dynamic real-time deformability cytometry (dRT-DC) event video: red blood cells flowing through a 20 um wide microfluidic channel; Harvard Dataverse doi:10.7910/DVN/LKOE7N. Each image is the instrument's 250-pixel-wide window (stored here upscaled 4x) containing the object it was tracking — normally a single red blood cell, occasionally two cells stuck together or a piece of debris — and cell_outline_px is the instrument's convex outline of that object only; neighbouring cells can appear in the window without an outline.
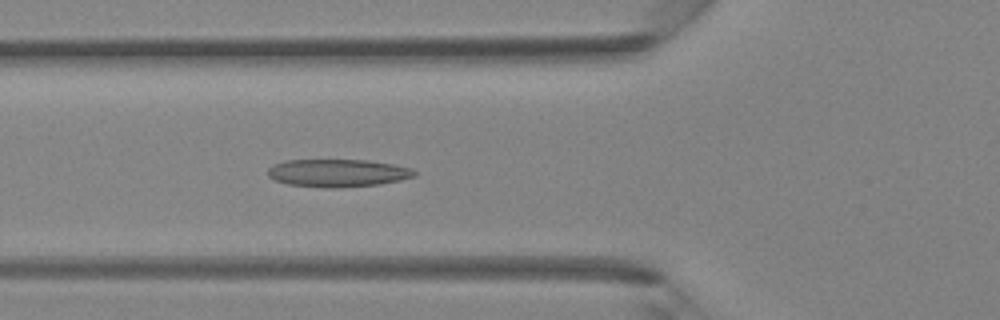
{"species": "Egyptian fruit bat (a non-hibernating species)", "species_latin": "Rousettus aegyptiacus", "temperature_condition": "room temperature", "stored_images_in_passage": 42, "camera_frame_rate_fps": 3000, "um_per_image_px": 0.085, "animal": {"sex": "female"}, "frame": {"image": 1, "passage_image": 15, "time_ms": 4.667, "image_size_px": [1000, 320], "cell_outline_px": [[416, 176], [400, 180], [380, 184], [336, 188], [332, 188], [288, 184], [276, 180], [268, 176], [268, 168], [272, 164], [284, 160], [368, 160], [392, 164], [412, 168], [416, 172]], "centroid_in_image_um": [28.71, 14.7], "position_along_channel_um": 97.1, "area_um2": 23.7}}
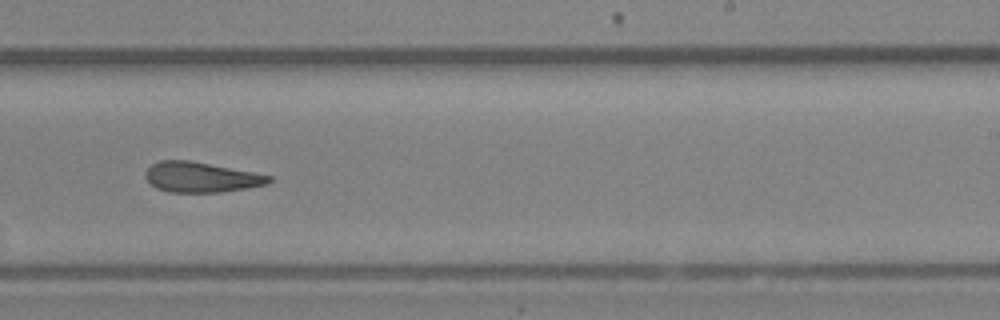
{"frame": {"image": 2, "passage_image": 26, "time_ms": 8.333, "image_size_px": [1000, 320], "cell_outline_px": [[272, 180], [268, 184], [248, 188], [220, 192], [168, 192], [156, 188], [144, 176], [144, 172], [152, 164], [160, 160], [188, 160], [252, 172], [272, 176]], "centroid_in_image_um": [17.07, 15.06], "position_along_channel_um": 271.9, "area_um2": 21.62}}
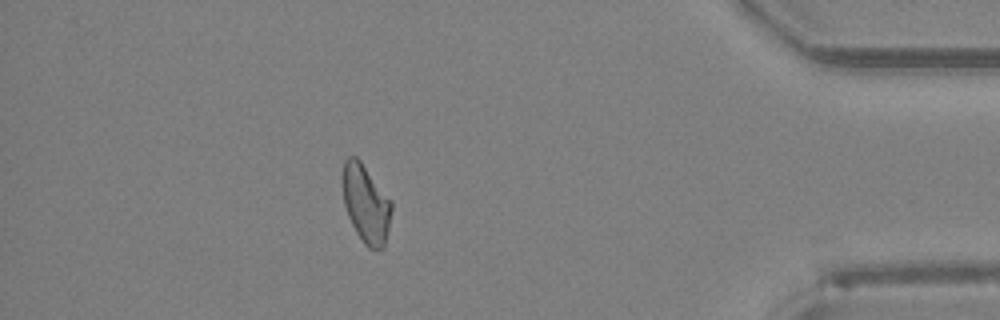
{"frame": {"image": 3, "passage_image": 37, "time_ms": 12.0, "image_size_px": [1000, 320], "cell_outline_px": [[392, 208], [384, 248], [368, 248], [364, 244], [356, 232], [348, 216], [344, 204], [340, 180], [340, 176], [344, 160], [348, 156], [356, 156], [360, 160], [392, 200]], "centroid_in_image_um": [31.07, 17.26], "position_along_channel_um": 404.1, "area_um2": 22.66}}